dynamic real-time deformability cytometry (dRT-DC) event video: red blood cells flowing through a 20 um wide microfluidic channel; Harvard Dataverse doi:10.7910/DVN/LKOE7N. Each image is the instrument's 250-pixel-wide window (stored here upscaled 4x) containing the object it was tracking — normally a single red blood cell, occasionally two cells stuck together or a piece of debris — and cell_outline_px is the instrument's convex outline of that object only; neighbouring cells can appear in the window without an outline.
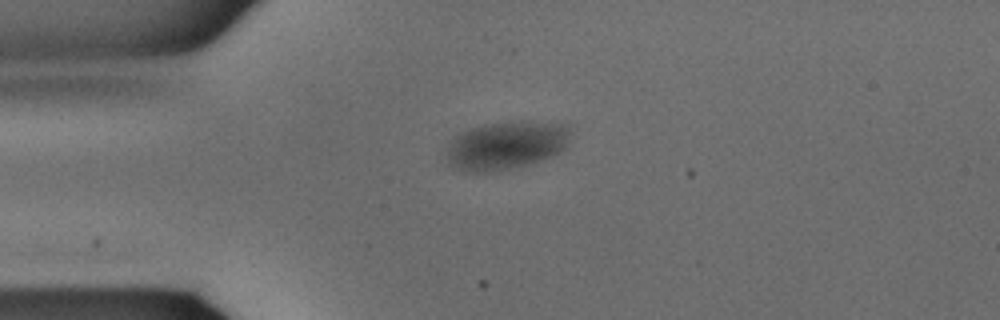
{"species": "common noctule bat (a hibernating species)", "species_latin": "Nyctalus noctula", "temperature_condition": "warm", "stored_images_in_passage": 5, "camera_frame_rate_fps": 3000, "um_per_image_px": 0.085, "animal": {"sex": "male", "body_mass_g": 15.6}, "frame": {"image": 1, "passage_image": 1, "time_ms": 0.0, "image_size_px": [1000, 320], "cell_outline_px": [[572, 140], [568, 148], [552, 156], [528, 164], [508, 168], [484, 172], [468, 172], [448, 164], [448, 140], [460, 132], [468, 128], [484, 124], [512, 120], [568, 120], [572, 124]], "centroid_in_image_um": [43.19, 12.26], "position_along_channel_um": 41.8, "area_um2": 36.47}}